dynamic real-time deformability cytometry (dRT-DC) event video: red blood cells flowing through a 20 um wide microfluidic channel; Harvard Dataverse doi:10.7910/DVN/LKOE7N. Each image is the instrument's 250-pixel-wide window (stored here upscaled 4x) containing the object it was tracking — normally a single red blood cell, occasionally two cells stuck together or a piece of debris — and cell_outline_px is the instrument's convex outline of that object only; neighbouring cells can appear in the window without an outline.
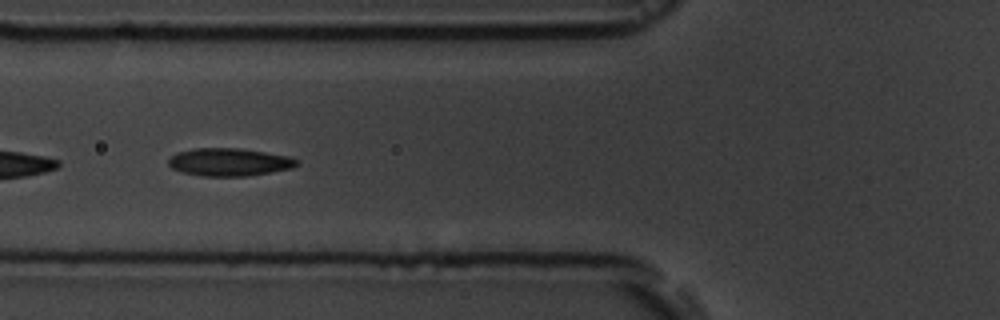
{"species": "common noctule bat (a hibernating species)", "species_latin": "Nyctalus noctula", "temperature_condition": "room temperature", "stored_images_in_passage": 12, "camera_frame_rate_fps": 3000, "um_per_image_px": 0.085, "animal": {"sex": "male", "body_mass_g": 19.5, "forearm_length_mm": 54.6}, "frame": {"image": 1, "passage_image": 7, "time_ms": 7.0, "image_size_px": [1000, 320], "cell_outline_px": [[300, 164], [292, 168], [272, 172], [248, 176], [200, 176], [180, 172], [172, 168], [168, 164], [168, 160], [176, 152], [196, 148], [240, 148], [288, 156], [296, 160]], "centroid_in_image_um": [19.46, 13.78], "position_along_channel_um": 106.3, "area_um2": 20.87}}
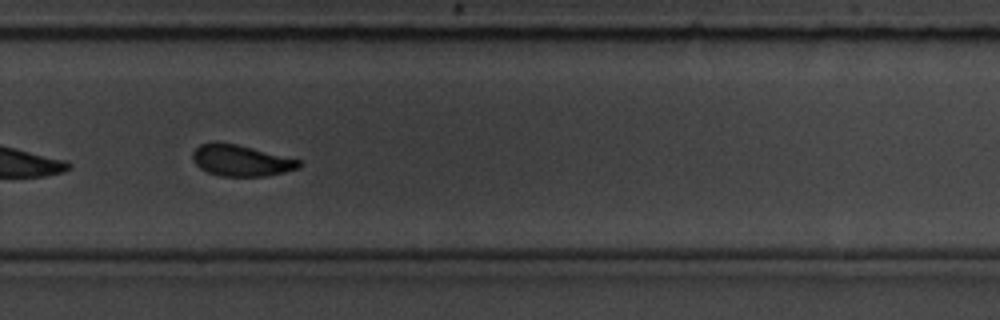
{"frame": {"image": 2, "passage_image": 12, "time_ms": 12.667, "image_size_px": [1000, 320], "cell_outline_px": [[304, 164], [300, 168], [268, 176], [220, 176], [208, 172], [200, 168], [192, 160], [192, 152], [200, 144], [216, 140], [236, 144], [300, 160]], "centroid_in_image_um": [20.47, 13.63], "position_along_channel_um": 309.3, "area_um2": 19.54}}